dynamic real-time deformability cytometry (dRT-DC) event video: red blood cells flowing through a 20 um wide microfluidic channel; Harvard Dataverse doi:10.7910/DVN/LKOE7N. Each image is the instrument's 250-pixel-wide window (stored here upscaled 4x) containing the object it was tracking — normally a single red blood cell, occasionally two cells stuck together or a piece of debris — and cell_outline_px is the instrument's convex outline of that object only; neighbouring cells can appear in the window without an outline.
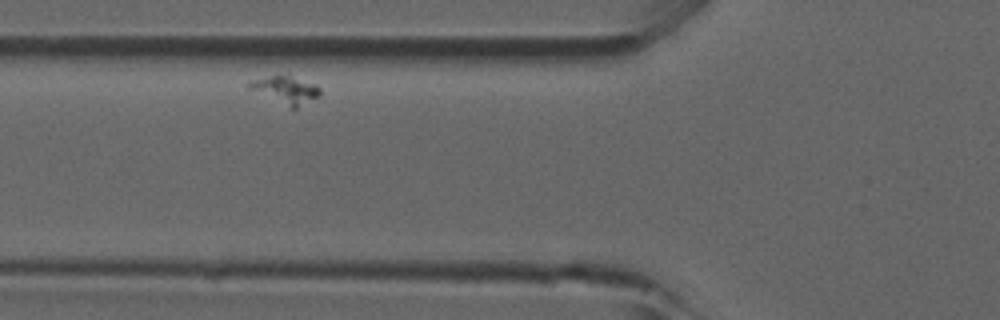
{"species": "common noctule bat (a hibernating species)", "species_latin": "Nyctalus noctula", "temperature_condition": "room temperature", "stored_images_in_passage": 3, "camera_frame_rate_fps": 3000, "um_per_image_px": 0.085, "animal": {"sex": "male", "forearm_length_mm": 52.5}, "frame": {"image": 1, "passage_image": 2, "time_ms": 0.333, "image_size_px": [1000, 320], "cell_outline_px": [[320, 96], [296, 108], [292, 108], [248, 88], [244, 84], [248, 80], [288, 72], [316, 84], [320, 88]], "centroid_in_image_um": [24.28, 7.56], "position_along_channel_um": 101.5, "area_um2": 11.85}}
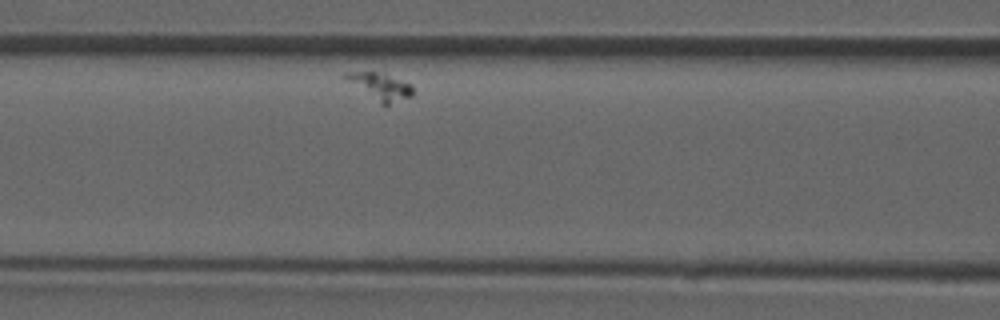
{"frame": {"image": 2, "passage_image": 3, "time_ms": 0.667, "image_size_px": [1000, 320], "cell_outline_px": [[412, 96], [388, 104], [384, 104], [344, 80], [340, 76], [344, 72], [384, 72], [412, 84]], "centroid_in_image_um": [32.29, 7.29], "position_along_channel_um": 134.3, "area_um2": 10.46}}